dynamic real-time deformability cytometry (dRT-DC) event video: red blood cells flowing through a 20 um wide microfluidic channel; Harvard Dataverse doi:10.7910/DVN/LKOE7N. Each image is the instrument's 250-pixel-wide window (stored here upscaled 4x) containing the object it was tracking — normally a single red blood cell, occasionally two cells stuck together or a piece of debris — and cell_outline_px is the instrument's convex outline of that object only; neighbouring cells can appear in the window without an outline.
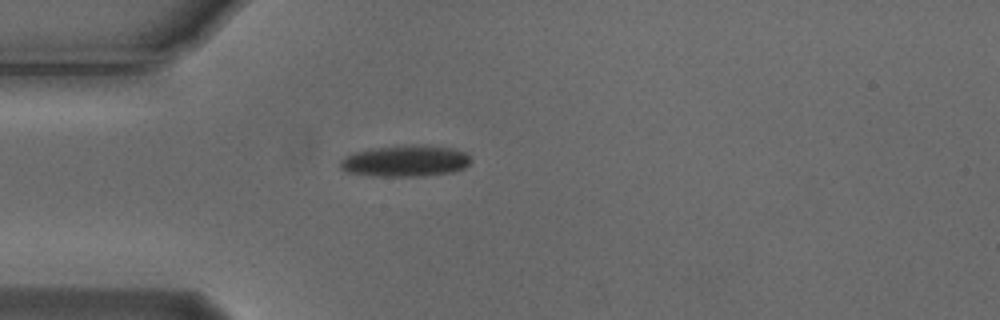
{"species": "Egyptian fruit bat (a non-hibernating species)", "species_latin": "Rousettus aegyptiacus", "temperature_condition": "cold", "stored_images_in_passage": 1, "camera_frame_rate_fps": 3000, "um_per_image_px": 0.085, "animal": {"sex": "male"}, "frame": {"image": 1, "passage_image": 1, "time_ms": 0.0, "image_size_px": [1000, 320], "cell_outline_px": [[472, 160], [464, 168], [452, 172], [424, 176], [372, 176], [344, 172], [340, 168], [340, 160], [344, 156], [352, 152], [372, 148], [404, 144], [424, 144], [452, 148], [468, 152], [472, 156]], "centroid_in_image_um": [34.46, 13.66], "position_along_channel_um": 50.5, "area_um2": 24.62}}